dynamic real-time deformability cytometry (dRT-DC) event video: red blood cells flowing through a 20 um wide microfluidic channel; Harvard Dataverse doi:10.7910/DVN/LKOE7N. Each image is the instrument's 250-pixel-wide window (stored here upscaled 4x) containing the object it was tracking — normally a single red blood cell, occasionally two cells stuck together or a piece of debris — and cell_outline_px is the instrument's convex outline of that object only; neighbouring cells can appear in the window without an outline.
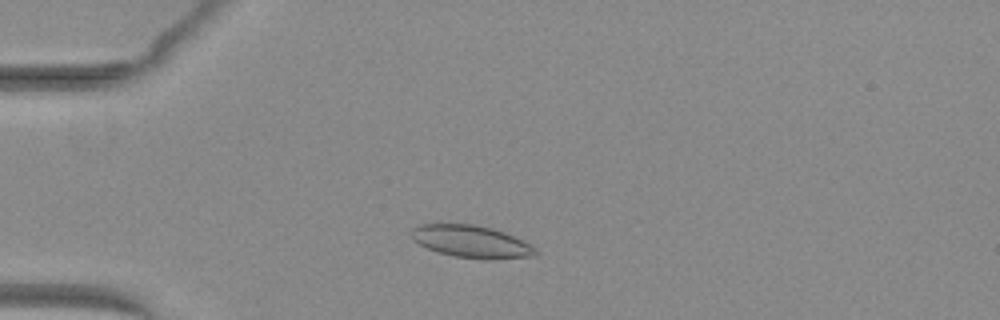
{"species": "common noctule bat (a hibernating species)", "species_latin": "Nyctalus noctula", "temperature_condition": "warm", "stored_images_in_passage": 30, "camera_frame_rate_fps": 3000, "um_per_image_px": 0.085, "animal": {"sex": "female", "body_mass_g": 29.2, "forearm_length_mm": 56.3}, "frame": {"image": 1, "passage_image": 9, "time_ms": 2.667, "image_size_px": [1000, 320], "cell_outline_px": [[536, 252], [532, 256], [492, 260], [484, 260], [456, 256], [436, 252], [412, 240], [412, 228], [420, 224], [476, 224], [492, 228], [504, 232], [524, 240], [536, 248]], "centroid_in_image_um": [40.07, 20.53], "position_along_channel_um": 44.9, "area_um2": 23.47}}
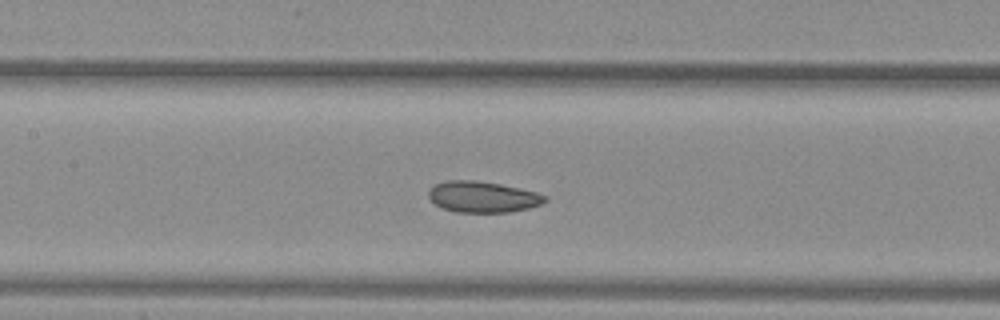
{"frame": {"image": 2, "passage_image": 20, "time_ms": 6.333, "image_size_px": [1000, 320], "cell_outline_px": [[548, 200], [540, 204], [528, 208], [508, 212], [456, 212], [440, 208], [428, 196], [428, 192], [436, 184], [444, 180], [476, 180], [500, 184], [520, 188], [536, 192], [548, 196]], "centroid_in_image_um": [41.03, 16.73], "position_along_channel_um": 166.4, "area_um2": 21.1}}
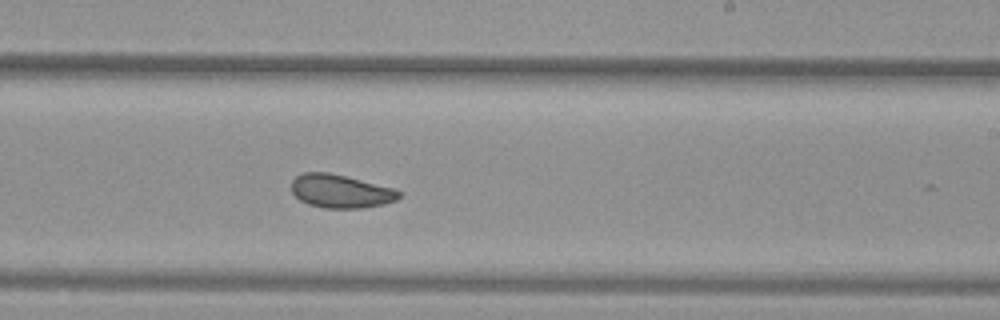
{"frame": {"image": 3, "passage_image": 27, "time_ms": 8.667, "image_size_px": [1000, 320], "cell_outline_px": [[404, 192], [396, 200], [384, 204], [360, 208], [324, 208], [308, 204], [300, 200], [292, 192], [292, 180], [296, 176], [304, 172], [328, 172], [396, 188]], "centroid_in_image_um": [28.99, 16.25], "position_along_channel_um": 260.0, "area_um2": 21.04}}